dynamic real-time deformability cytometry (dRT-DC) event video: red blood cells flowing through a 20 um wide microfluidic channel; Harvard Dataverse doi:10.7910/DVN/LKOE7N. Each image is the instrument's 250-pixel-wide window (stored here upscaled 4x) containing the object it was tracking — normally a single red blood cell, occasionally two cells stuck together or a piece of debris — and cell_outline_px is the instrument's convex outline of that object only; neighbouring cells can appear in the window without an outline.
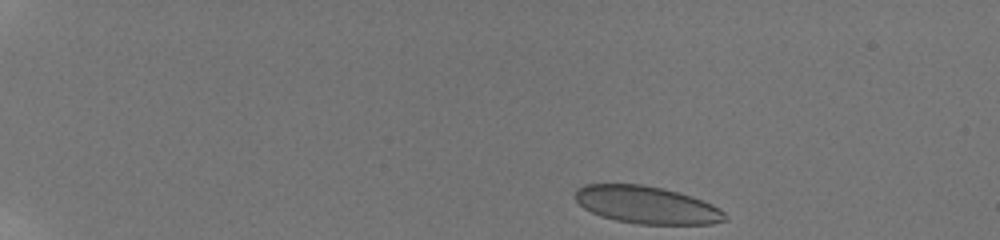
{"species": "human", "species_latin": "Homo sapiens", "temperature_condition": "room temperature", "stored_images_in_passage": 47, "camera_frame_rate_fps": 3000, "um_per_image_px": 0.085, "donor": {"sex": "male"}, "frame": {"image": 1, "passage_image": 1, "time_ms": 0.0, "image_size_px": [1000, 240], "cell_outline_px": [[728, 220], [712, 224], [640, 224], [616, 220], [600, 216], [584, 208], [576, 200], [576, 188], [584, 184], [644, 184], [664, 188], [712, 204], [720, 208], [724, 212]], "centroid_in_image_um": [54.96, 17.42], "position_along_channel_um": 30.0, "area_um2": 32.6}}
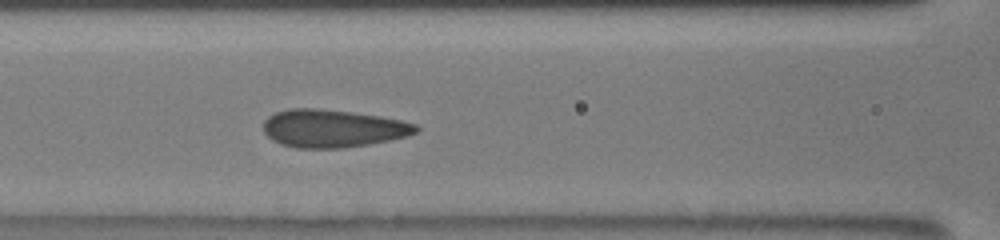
{"frame": {"image": 2, "passage_image": 19, "time_ms": 6.0, "image_size_px": [1000, 240], "cell_outline_px": [[420, 128], [416, 132], [404, 136], [388, 140], [368, 144], [344, 148], [296, 148], [280, 144], [272, 140], [264, 132], [264, 120], [268, 116], [276, 112], [288, 108], [320, 108], [352, 112], [380, 116], [400, 120], [416, 124]], "centroid_in_image_um": [28.24, 10.91], "position_along_channel_um": 138.4, "area_um2": 33.64}}
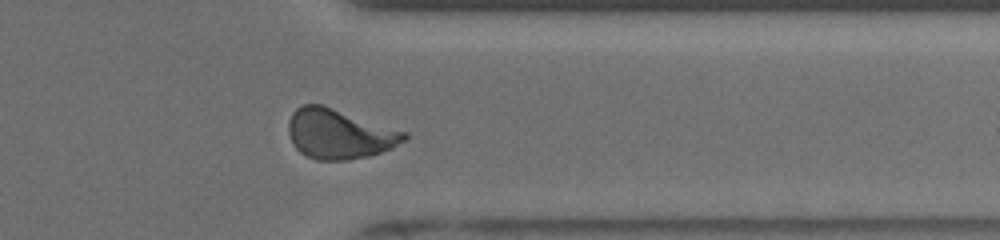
{"frame": {"image": 3, "passage_image": 38, "time_ms": 12.333, "image_size_px": [1000, 240], "cell_outline_px": [[408, 140], [392, 148], [368, 156], [348, 160], [316, 160], [300, 152], [292, 144], [288, 132], [288, 120], [292, 112], [300, 104], [320, 104], [408, 132]], "centroid_in_image_um": [28.84, 11.38], "position_along_channel_um": 382.6, "area_um2": 33.76}, "authors_computed_cell_mechanics": {"area_um2": 32.8882, "velocity_mm_per_s": 3.8592, "shape_relaxation_time_tau1_ms": 6.1221, "shape_relaxation_time_tau2_ms": null, "deformation_change_tau1": 0.1621, "deformation_change_tau2": null}}